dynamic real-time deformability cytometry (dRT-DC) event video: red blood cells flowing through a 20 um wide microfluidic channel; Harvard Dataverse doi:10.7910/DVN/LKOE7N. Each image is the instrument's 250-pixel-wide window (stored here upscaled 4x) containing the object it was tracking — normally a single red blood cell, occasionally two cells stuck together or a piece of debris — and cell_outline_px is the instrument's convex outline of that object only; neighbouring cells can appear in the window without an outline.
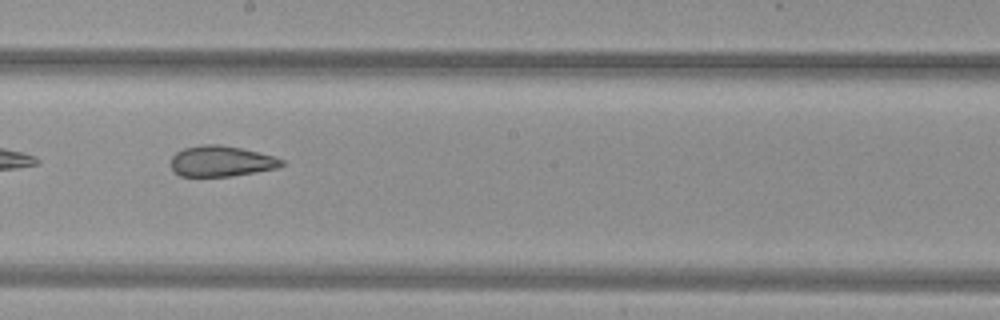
{"species": "common noctule bat (a hibernating species)", "species_latin": "Nyctalus noctula", "temperature_condition": "warm", "stored_images_in_passage": 51, "camera_frame_rate_fps": 3000, "um_per_image_px": 0.085, "animal": {"sex": "female", "body_mass_g": 29.2, "forearm_length_mm": 56.3}, "frame": {"image": 1, "passage_image": 30, "time_ms": 9.667, "image_size_px": [1000, 320], "cell_outline_px": [[284, 164], [276, 168], [232, 176], [180, 176], [172, 168], [172, 156], [176, 152], [184, 148], [204, 144], [220, 144], [240, 148], [272, 156], [284, 160]], "centroid_in_image_um": [18.79, 13.7], "position_along_channel_um": 229.4, "area_um2": 19.54}, "authors_computed_cell_mechanics": {"area_um2": 24.854, "velocity_mm_per_s": 4.0488, "shape_relaxation_time_tau1_ms": null, "shape_relaxation_time_tau2_ms": 2.0142, "deformation_change_tau1": null, "deformation_change_tau2": 0.0947}}